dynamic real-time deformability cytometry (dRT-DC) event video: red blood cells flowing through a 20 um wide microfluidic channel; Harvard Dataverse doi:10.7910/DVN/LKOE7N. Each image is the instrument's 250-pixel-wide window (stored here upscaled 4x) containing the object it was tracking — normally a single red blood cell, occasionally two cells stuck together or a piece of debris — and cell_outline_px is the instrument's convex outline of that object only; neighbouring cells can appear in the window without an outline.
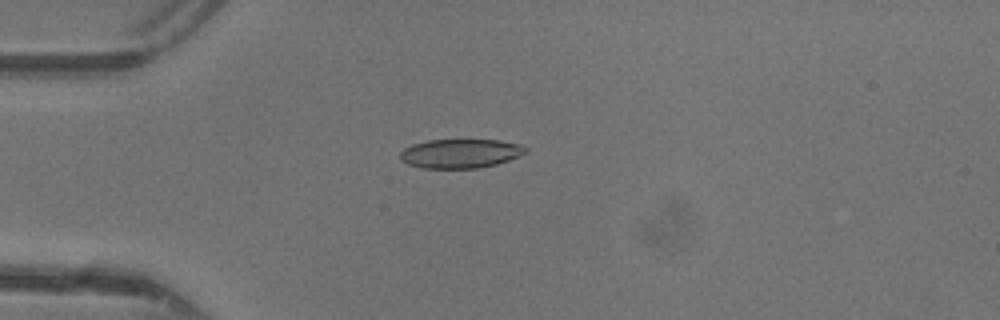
{"species": "common noctule bat (a hibernating species)", "species_latin": "Nyctalus noctula", "temperature_condition": "warm", "stored_images_in_passage": 47, "camera_frame_rate_fps": 3000, "um_per_image_px": 0.085, "animal": {"sex": "female"}, "frame": {"image": 1, "passage_image": 13, "time_ms": 4.0, "image_size_px": [1000, 320], "cell_outline_px": [[528, 152], [508, 160], [496, 164], [476, 168], [424, 168], [408, 164], [400, 160], [400, 152], [404, 148], [412, 144], [428, 140], [500, 140], [520, 144], [528, 148]], "centroid_in_image_um": [39.13, 13.04], "position_along_channel_um": 45.9, "area_um2": 21.27}}
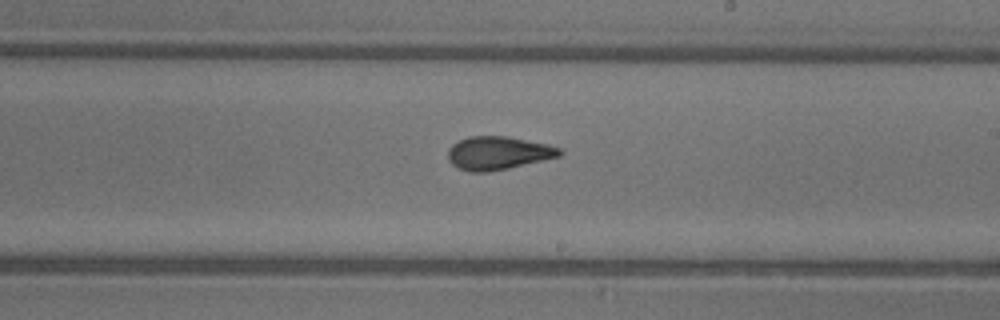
{"frame": {"image": 2, "passage_image": 28, "time_ms": 9.0, "image_size_px": [1000, 320], "cell_outline_px": [[564, 152], [560, 156], [508, 168], [488, 172], [468, 172], [456, 168], [448, 160], [448, 148], [452, 144], [468, 136], [504, 136], [548, 144], [560, 148]], "centroid_in_image_um": [42.3, 13.01], "position_along_channel_um": 246.7, "area_um2": 21.68}}
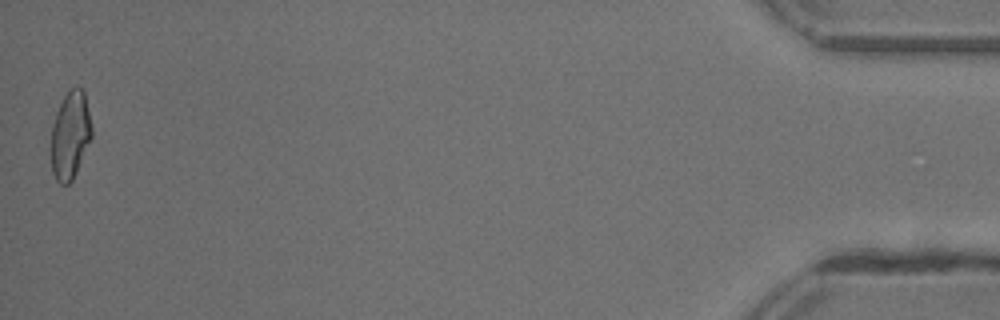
{"frame": {"image": 3, "passage_image": 47, "time_ms": 15.333, "image_size_px": [1000, 320], "cell_outline_px": [[92, 136], [72, 180], [68, 184], [60, 184], [56, 180], [52, 172], [52, 124], [56, 112], [64, 96], [76, 84], [84, 92], [92, 128]], "centroid_in_image_um": [5.97, 11.48], "position_along_channel_um": 429.2, "area_um2": 20.4}, "authors_computed_cell_mechanics": {"area_um2": 21.3282, "velocity_mm_per_s": 4.4171, "shape_relaxation_time_tau1_ms": null, "shape_relaxation_time_tau2_ms": 1.7323, "deformation_change_tau1": null, "deformation_change_tau2": 0.0781}}